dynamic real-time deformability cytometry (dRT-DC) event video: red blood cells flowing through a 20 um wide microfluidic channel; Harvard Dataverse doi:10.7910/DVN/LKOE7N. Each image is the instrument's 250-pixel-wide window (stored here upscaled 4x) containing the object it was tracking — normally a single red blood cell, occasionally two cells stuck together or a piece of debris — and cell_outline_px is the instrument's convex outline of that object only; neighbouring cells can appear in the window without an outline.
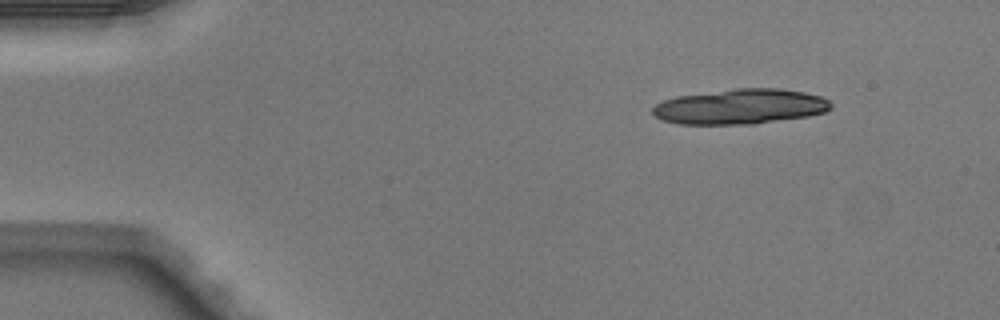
{"species": "Egyptian fruit bat (a non-hibernating species)", "species_latin": "Rousettus aegyptiacus", "temperature_condition": "warm", "stored_images_in_passage": 14, "camera_frame_rate_fps": 3000, "um_per_image_px": 0.085, "animal": {"sex": "male"}, "frame": {"image": 1, "passage_image": 1, "time_ms": 0.0, "image_size_px": [1000, 320], "cell_outline_px": [[832, 108], [828, 112], [808, 116], [752, 124], [676, 124], [660, 120], [652, 112], [652, 108], [656, 104], [664, 100], [676, 96], [736, 88], [780, 88], [804, 92], [820, 96], [828, 100], [832, 104]], "centroid_in_image_um": [62.93, 9.06], "position_along_channel_um": 22.1, "area_um2": 36.7}}